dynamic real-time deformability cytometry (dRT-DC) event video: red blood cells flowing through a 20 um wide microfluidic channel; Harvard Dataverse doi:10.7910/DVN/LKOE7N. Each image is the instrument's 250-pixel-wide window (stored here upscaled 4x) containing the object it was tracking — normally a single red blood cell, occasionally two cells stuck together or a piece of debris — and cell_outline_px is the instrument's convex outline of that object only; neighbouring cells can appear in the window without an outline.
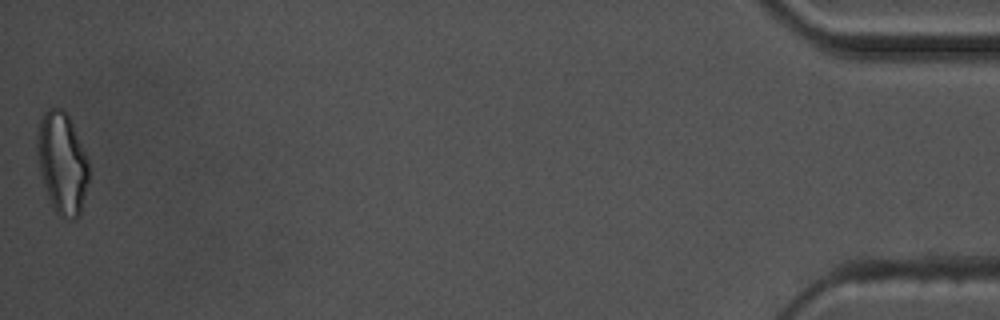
{"species": "common noctule bat (a hibernating species)", "species_latin": "Nyctalus noctula", "temperature_condition": "warm", "stored_images_in_passage": 56, "camera_frame_rate_fps": 3000, "um_per_image_px": 0.085, "animal": {"sex": "male", "body_mass_g": 17.5, "forearm_length_mm": 52.3}, "frame": {"image": 1, "passage_image": 56, "time_ms": 18.333, "image_size_px": [1000, 320], "cell_outline_px": [[88, 180], [80, 216], [72, 220], [60, 216], [52, 208], [40, 172], [36, 152], [36, 128], [44, 112], [48, 108], [60, 108], [68, 116], [72, 124], [88, 160]], "centroid_in_image_um": [5.25, 13.87], "position_along_channel_um": 429.9, "area_um2": 30.52}, "authors_computed_cell_mechanics": {"area_um2": 21.5305, "velocity_mm_per_s": 3.5965, "shape_relaxation_time_tau1_ms": 8.5672, "shape_relaxation_time_tau2_ms": 1.7861, "deformation_change_tau1": 0.1946, "deformation_change_tau2": 0.077}}